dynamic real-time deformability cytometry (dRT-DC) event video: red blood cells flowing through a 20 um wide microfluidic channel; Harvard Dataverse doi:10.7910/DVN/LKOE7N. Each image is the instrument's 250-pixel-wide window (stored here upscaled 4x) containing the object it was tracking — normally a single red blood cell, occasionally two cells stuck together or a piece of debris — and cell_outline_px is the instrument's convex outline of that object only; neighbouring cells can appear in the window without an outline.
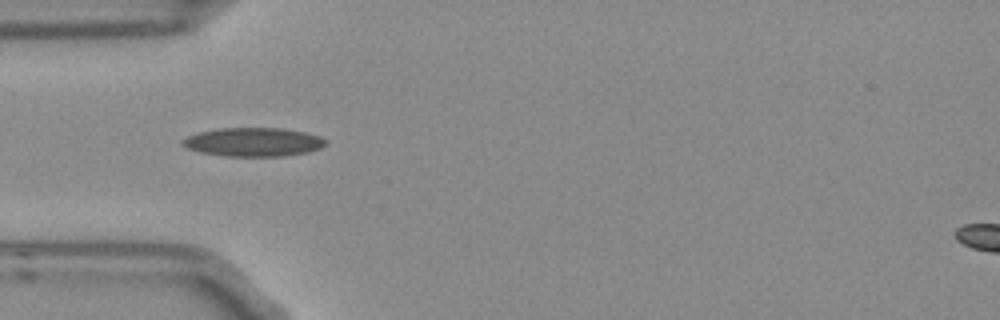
{"species": "Egyptian fruit bat (a non-hibernating species)", "species_latin": "Rousettus aegyptiacus", "temperature_condition": "room temperature", "stored_images_in_passage": 7, "camera_frame_rate_fps": 3000, "um_per_image_px": 0.085, "frame": {"image": 1, "passage_image": 5, "time_ms": 1.333, "image_size_px": [1000, 320], "cell_outline_px": [[324, 144], [320, 148], [308, 152], [284, 156], [224, 156], [200, 152], [188, 148], [180, 144], [180, 140], [188, 136], [200, 132], [220, 128], [280, 128], [304, 132], [320, 136], [324, 140]], "centroid_in_image_um": [21.5, 12.07], "position_along_channel_um": 63.5, "area_um2": 23.81}}
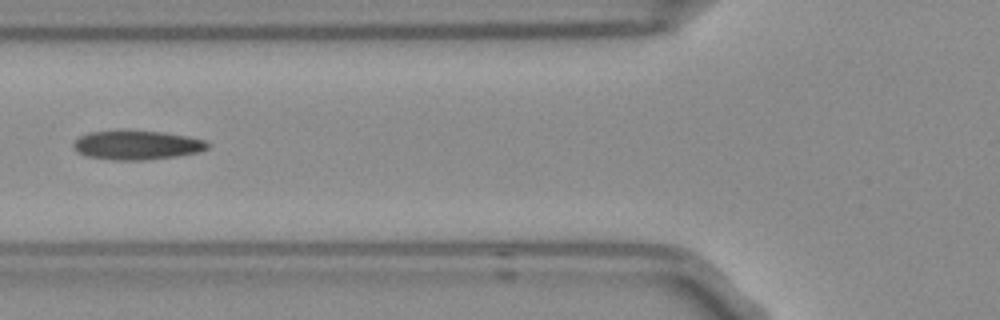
{"frame": {"image": 2, "passage_image": 6, "time_ms": 1.667, "image_size_px": [1000, 320], "cell_outline_px": [[208, 148], [200, 152], [176, 156], [144, 160], [112, 160], [88, 156], [80, 152], [72, 144], [80, 136], [88, 132], [164, 132], [188, 136], [204, 140], [208, 144]], "centroid_in_image_um": [11.68, 12.35], "position_along_channel_um": 114.1, "area_um2": 22.14}}